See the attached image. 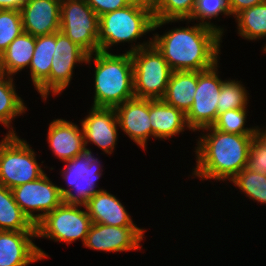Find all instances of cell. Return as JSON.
I'll return each mask as SVG.
<instances>
[{
  "mask_svg": "<svg viewBox=\"0 0 266 266\" xmlns=\"http://www.w3.org/2000/svg\"><path fill=\"white\" fill-rule=\"evenodd\" d=\"M32 237H36V231L0 230V266H27L47 258Z\"/></svg>",
  "mask_w": 266,
  "mask_h": 266,
  "instance_id": "obj_14",
  "label": "cell"
},
{
  "mask_svg": "<svg viewBox=\"0 0 266 266\" xmlns=\"http://www.w3.org/2000/svg\"><path fill=\"white\" fill-rule=\"evenodd\" d=\"M83 205L67 204L63 202L50 213L46 214L36 225V237H45L55 241H64L67 244L86 236L92 225L87 210L78 209Z\"/></svg>",
  "mask_w": 266,
  "mask_h": 266,
  "instance_id": "obj_7",
  "label": "cell"
},
{
  "mask_svg": "<svg viewBox=\"0 0 266 266\" xmlns=\"http://www.w3.org/2000/svg\"><path fill=\"white\" fill-rule=\"evenodd\" d=\"M47 140L53 153L63 161L73 159L86 151L83 130L64 119H56L50 123Z\"/></svg>",
  "mask_w": 266,
  "mask_h": 266,
  "instance_id": "obj_18",
  "label": "cell"
},
{
  "mask_svg": "<svg viewBox=\"0 0 266 266\" xmlns=\"http://www.w3.org/2000/svg\"><path fill=\"white\" fill-rule=\"evenodd\" d=\"M149 117L152 136L162 140L180 134L184 131V127L188 128L186 115L162 99H149Z\"/></svg>",
  "mask_w": 266,
  "mask_h": 266,
  "instance_id": "obj_21",
  "label": "cell"
},
{
  "mask_svg": "<svg viewBox=\"0 0 266 266\" xmlns=\"http://www.w3.org/2000/svg\"><path fill=\"white\" fill-rule=\"evenodd\" d=\"M256 173L266 174V130H259L253 137L248 153L247 166Z\"/></svg>",
  "mask_w": 266,
  "mask_h": 266,
  "instance_id": "obj_33",
  "label": "cell"
},
{
  "mask_svg": "<svg viewBox=\"0 0 266 266\" xmlns=\"http://www.w3.org/2000/svg\"><path fill=\"white\" fill-rule=\"evenodd\" d=\"M235 18L242 37L249 40L266 37V2L240 11Z\"/></svg>",
  "mask_w": 266,
  "mask_h": 266,
  "instance_id": "obj_26",
  "label": "cell"
},
{
  "mask_svg": "<svg viewBox=\"0 0 266 266\" xmlns=\"http://www.w3.org/2000/svg\"><path fill=\"white\" fill-rule=\"evenodd\" d=\"M221 36L217 30L199 23L162 36L155 34L151 42L172 71H204L218 62Z\"/></svg>",
  "mask_w": 266,
  "mask_h": 266,
  "instance_id": "obj_1",
  "label": "cell"
},
{
  "mask_svg": "<svg viewBox=\"0 0 266 266\" xmlns=\"http://www.w3.org/2000/svg\"><path fill=\"white\" fill-rule=\"evenodd\" d=\"M93 11L101 16L107 12L126 7L130 4L129 0H85Z\"/></svg>",
  "mask_w": 266,
  "mask_h": 266,
  "instance_id": "obj_34",
  "label": "cell"
},
{
  "mask_svg": "<svg viewBox=\"0 0 266 266\" xmlns=\"http://www.w3.org/2000/svg\"><path fill=\"white\" fill-rule=\"evenodd\" d=\"M197 83L198 71H173L162 100L186 115L194 103Z\"/></svg>",
  "mask_w": 266,
  "mask_h": 266,
  "instance_id": "obj_22",
  "label": "cell"
},
{
  "mask_svg": "<svg viewBox=\"0 0 266 266\" xmlns=\"http://www.w3.org/2000/svg\"><path fill=\"white\" fill-rule=\"evenodd\" d=\"M83 206L86 208L92 223L117 227H137L122 203L105 190L97 192Z\"/></svg>",
  "mask_w": 266,
  "mask_h": 266,
  "instance_id": "obj_19",
  "label": "cell"
},
{
  "mask_svg": "<svg viewBox=\"0 0 266 266\" xmlns=\"http://www.w3.org/2000/svg\"><path fill=\"white\" fill-rule=\"evenodd\" d=\"M144 229L138 227H117L92 223L84 245L106 252L140 250Z\"/></svg>",
  "mask_w": 266,
  "mask_h": 266,
  "instance_id": "obj_12",
  "label": "cell"
},
{
  "mask_svg": "<svg viewBox=\"0 0 266 266\" xmlns=\"http://www.w3.org/2000/svg\"><path fill=\"white\" fill-rule=\"evenodd\" d=\"M119 125L115 108L93 107L89 115L81 121L84 145L92 142L105 153L111 154L117 141Z\"/></svg>",
  "mask_w": 266,
  "mask_h": 266,
  "instance_id": "obj_15",
  "label": "cell"
},
{
  "mask_svg": "<svg viewBox=\"0 0 266 266\" xmlns=\"http://www.w3.org/2000/svg\"><path fill=\"white\" fill-rule=\"evenodd\" d=\"M119 127L140 147L145 149L152 136L149 117V99L132 98L115 108Z\"/></svg>",
  "mask_w": 266,
  "mask_h": 266,
  "instance_id": "obj_17",
  "label": "cell"
},
{
  "mask_svg": "<svg viewBox=\"0 0 266 266\" xmlns=\"http://www.w3.org/2000/svg\"><path fill=\"white\" fill-rule=\"evenodd\" d=\"M153 22L152 9L136 3L99 16L97 41L100 51L109 52L111 45L135 41L152 31Z\"/></svg>",
  "mask_w": 266,
  "mask_h": 266,
  "instance_id": "obj_4",
  "label": "cell"
},
{
  "mask_svg": "<svg viewBox=\"0 0 266 266\" xmlns=\"http://www.w3.org/2000/svg\"><path fill=\"white\" fill-rule=\"evenodd\" d=\"M35 48V36L23 32L0 55V72L12 76L30 66Z\"/></svg>",
  "mask_w": 266,
  "mask_h": 266,
  "instance_id": "obj_23",
  "label": "cell"
},
{
  "mask_svg": "<svg viewBox=\"0 0 266 266\" xmlns=\"http://www.w3.org/2000/svg\"><path fill=\"white\" fill-rule=\"evenodd\" d=\"M61 0H27L20 9L23 30L33 36L60 31Z\"/></svg>",
  "mask_w": 266,
  "mask_h": 266,
  "instance_id": "obj_16",
  "label": "cell"
},
{
  "mask_svg": "<svg viewBox=\"0 0 266 266\" xmlns=\"http://www.w3.org/2000/svg\"><path fill=\"white\" fill-rule=\"evenodd\" d=\"M217 64L210 69L198 71L194 103L186 114L188 128L194 131L212 126L218 117L217 103L224 81L218 78Z\"/></svg>",
  "mask_w": 266,
  "mask_h": 266,
  "instance_id": "obj_10",
  "label": "cell"
},
{
  "mask_svg": "<svg viewBox=\"0 0 266 266\" xmlns=\"http://www.w3.org/2000/svg\"><path fill=\"white\" fill-rule=\"evenodd\" d=\"M231 181L249 198L266 203V174L256 173L246 167Z\"/></svg>",
  "mask_w": 266,
  "mask_h": 266,
  "instance_id": "obj_28",
  "label": "cell"
},
{
  "mask_svg": "<svg viewBox=\"0 0 266 266\" xmlns=\"http://www.w3.org/2000/svg\"><path fill=\"white\" fill-rule=\"evenodd\" d=\"M220 13L225 15H231L228 9L227 0H196V7L194 13L190 19L197 20L198 18L202 21V25H206L217 30L221 35L223 29L211 24L210 22H204L205 19L211 20L212 18L218 17Z\"/></svg>",
  "mask_w": 266,
  "mask_h": 266,
  "instance_id": "obj_32",
  "label": "cell"
},
{
  "mask_svg": "<svg viewBox=\"0 0 266 266\" xmlns=\"http://www.w3.org/2000/svg\"><path fill=\"white\" fill-rule=\"evenodd\" d=\"M264 2H266V0H227L228 9L231 15H236L244 9Z\"/></svg>",
  "mask_w": 266,
  "mask_h": 266,
  "instance_id": "obj_35",
  "label": "cell"
},
{
  "mask_svg": "<svg viewBox=\"0 0 266 266\" xmlns=\"http://www.w3.org/2000/svg\"><path fill=\"white\" fill-rule=\"evenodd\" d=\"M92 58L96 66L93 107L116 108L135 97L131 53L114 55L98 51L88 55L85 63H90Z\"/></svg>",
  "mask_w": 266,
  "mask_h": 266,
  "instance_id": "obj_3",
  "label": "cell"
},
{
  "mask_svg": "<svg viewBox=\"0 0 266 266\" xmlns=\"http://www.w3.org/2000/svg\"><path fill=\"white\" fill-rule=\"evenodd\" d=\"M246 114V108L227 110L224 113L218 114L212 127L225 133L255 135L260 129L257 127L256 129L244 127Z\"/></svg>",
  "mask_w": 266,
  "mask_h": 266,
  "instance_id": "obj_30",
  "label": "cell"
},
{
  "mask_svg": "<svg viewBox=\"0 0 266 266\" xmlns=\"http://www.w3.org/2000/svg\"><path fill=\"white\" fill-rule=\"evenodd\" d=\"M247 99V91L239 81L225 80L217 103L218 114L231 109L246 108Z\"/></svg>",
  "mask_w": 266,
  "mask_h": 266,
  "instance_id": "obj_29",
  "label": "cell"
},
{
  "mask_svg": "<svg viewBox=\"0 0 266 266\" xmlns=\"http://www.w3.org/2000/svg\"><path fill=\"white\" fill-rule=\"evenodd\" d=\"M99 16L85 0H61L60 31L88 55L100 51Z\"/></svg>",
  "mask_w": 266,
  "mask_h": 266,
  "instance_id": "obj_8",
  "label": "cell"
},
{
  "mask_svg": "<svg viewBox=\"0 0 266 266\" xmlns=\"http://www.w3.org/2000/svg\"><path fill=\"white\" fill-rule=\"evenodd\" d=\"M24 32L19 10L0 9V55Z\"/></svg>",
  "mask_w": 266,
  "mask_h": 266,
  "instance_id": "obj_31",
  "label": "cell"
},
{
  "mask_svg": "<svg viewBox=\"0 0 266 266\" xmlns=\"http://www.w3.org/2000/svg\"><path fill=\"white\" fill-rule=\"evenodd\" d=\"M35 157L27 142L10 130L0 142V184L13 189L39 179L44 171Z\"/></svg>",
  "mask_w": 266,
  "mask_h": 266,
  "instance_id": "obj_6",
  "label": "cell"
},
{
  "mask_svg": "<svg viewBox=\"0 0 266 266\" xmlns=\"http://www.w3.org/2000/svg\"><path fill=\"white\" fill-rule=\"evenodd\" d=\"M130 3H136L153 9L156 0H129Z\"/></svg>",
  "mask_w": 266,
  "mask_h": 266,
  "instance_id": "obj_37",
  "label": "cell"
},
{
  "mask_svg": "<svg viewBox=\"0 0 266 266\" xmlns=\"http://www.w3.org/2000/svg\"><path fill=\"white\" fill-rule=\"evenodd\" d=\"M196 7V0H156L152 9L153 28L165 23L190 20Z\"/></svg>",
  "mask_w": 266,
  "mask_h": 266,
  "instance_id": "obj_25",
  "label": "cell"
},
{
  "mask_svg": "<svg viewBox=\"0 0 266 266\" xmlns=\"http://www.w3.org/2000/svg\"><path fill=\"white\" fill-rule=\"evenodd\" d=\"M0 230L36 231L35 224L14 200L11 189L0 184Z\"/></svg>",
  "mask_w": 266,
  "mask_h": 266,
  "instance_id": "obj_24",
  "label": "cell"
},
{
  "mask_svg": "<svg viewBox=\"0 0 266 266\" xmlns=\"http://www.w3.org/2000/svg\"><path fill=\"white\" fill-rule=\"evenodd\" d=\"M27 0H0V9L19 10Z\"/></svg>",
  "mask_w": 266,
  "mask_h": 266,
  "instance_id": "obj_36",
  "label": "cell"
},
{
  "mask_svg": "<svg viewBox=\"0 0 266 266\" xmlns=\"http://www.w3.org/2000/svg\"><path fill=\"white\" fill-rule=\"evenodd\" d=\"M5 77L6 74L0 72V122L9 128L12 119L25 112L26 107L15 92L12 77Z\"/></svg>",
  "mask_w": 266,
  "mask_h": 266,
  "instance_id": "obj_27",
  "label": "cell"
},
{
  "mask_svg": "<svg viewBox=\"0 0 266 266\" xmlns=\"http://www.w3.org/2000/svg\"><path fill=\"white\" fill-rule=\"evenodd\" d=\"M211 133L201 136L196 148L197 166L194 175L204 179L230 181L247 166L254 135L225 133L212 126L203 128Z\"/></svg>",
  "mask_w": 266,
  "mask_h": 266,
  "instance_id": "obj_2",
  "label": "cell"
},
{
  "mask_svg": "<svg viewBox=\"0 0 266 266\" xmlns=\"http://www.w3.org/2000/svg\"><path fill=\"white\" fill-rule=\"evenodd\" d=\"M11 191L20 209L35 225L64 202L59 186L53 184L45 173L39 179L17 186ZM34 210L43 213L35 215Z\"/></svg>",
  "mask_w": 266,
  "mask_h": 266,
  "instance_id": "obj_11",
  "label": "cell"
},
{
  "mask_svg": "<svg viewBox=\"0 0 266 266\" xmlns=\"http://www.w3.org/2000/svg\"><path fill=\"white\" fill-rule=\"evenodd\" d=\"M56 45V32L35 37V48L30 63L32 82L44 101L50 92V71Z\"/></svg>",
  "mask_w": 266,
  "mask_h": 266,
  "instance_id": "obj_20",
  "label": "cell"
},
{
  "mask_svg": "<svg viewBox=\"0 0 266 266\" xmlns=\"http://www.w3.org/2000/svg\"><path fill=\"white\" fill-rule=\"evenodd\" d=\"M87 56L88 54L64 33L56 32V45H54L50 71V92L56 95L68 87L74 65L77 62H86Z\"/></svg>",
  "mask_w": 266,
  "mask_h": 266,
  "instance_id": "obj_13",
  "label": "cell"
},
{
  "mask_svg": "<svg viewBox=\"0 0 266 266\" xmlns=\"http://www.w3.org/2000/svg\"><path fill=\"white\" fill-rule=\"evenodd\" d=\"M150 41L133 45L127 52L133 61L134 96L156 100L164 97L173 71Z\"/></svg>",
  "mask_w": 266,
  "mask_h": 266,
  "instance_id": "obj_5",
  "label": "cell"
},
{
  "mask_svg": "<svg viewBox=\"0 0 266 266\" xmlns=\"http://www.w3.org/2000/svg\"><path fill=\"white\" fill-rule=\"evenodd\" d=\"M65 162L68 165H65L66 168L63 169L62 176H64L67 184L71 186V189L75 188L76 194L70 189L59 187L64 202L85 205L97 192L103 190L94 189L96 187L95 183L102 175L99 167L100 162L92 156L89 149Z\"/></svg>",
  "mask_w": 266,
  "mask_h": 266,
  "instance_id": "obj_9",
  "label": "cell"
}]
</instances>
